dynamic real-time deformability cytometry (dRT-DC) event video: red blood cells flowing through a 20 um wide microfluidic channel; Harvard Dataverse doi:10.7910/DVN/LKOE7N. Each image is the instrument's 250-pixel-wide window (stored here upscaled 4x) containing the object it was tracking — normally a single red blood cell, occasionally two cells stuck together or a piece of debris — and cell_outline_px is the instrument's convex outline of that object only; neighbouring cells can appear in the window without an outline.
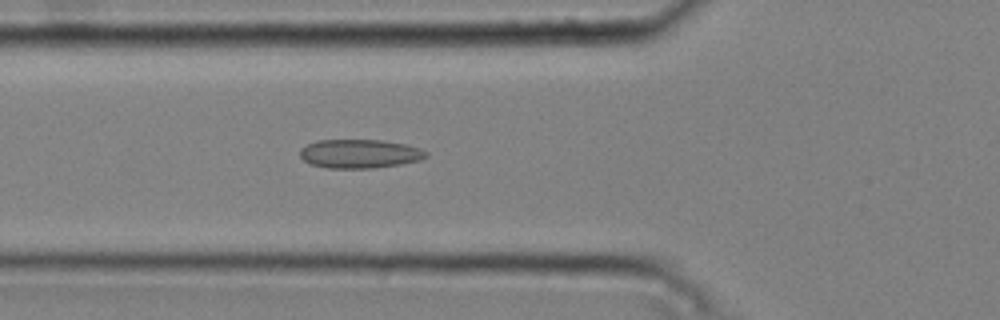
{"species": "common noctule bat (a hibernating species)", "species_latin": "Nyctalus noctula", "temperature_condition": "cold", "stored_images_in_passage": 6, "camera_frame_rate_fps": 3000, "um_per_image_px": 0.085, "animal": {"sex": "male", "body_mass_g": 20.4}, "frame": {"image": 1, "passage_image": 6, "time_ms": 1.667, "image_size_px": [1000, 320], "cell_outline_px": [[428, 156], [420, 160], [400, 164], [372, 168], [328, 168], [312, 164], [304, 160], [300, 156], [300, 148], [308, 144], [320, 140], [384, 140], [408, 144], [420, 148], [428, 152]], "centroid_in_image_um": [30.61, 13.06], "position_along_channel_um": 95.2, "area_um2": 21.21}}